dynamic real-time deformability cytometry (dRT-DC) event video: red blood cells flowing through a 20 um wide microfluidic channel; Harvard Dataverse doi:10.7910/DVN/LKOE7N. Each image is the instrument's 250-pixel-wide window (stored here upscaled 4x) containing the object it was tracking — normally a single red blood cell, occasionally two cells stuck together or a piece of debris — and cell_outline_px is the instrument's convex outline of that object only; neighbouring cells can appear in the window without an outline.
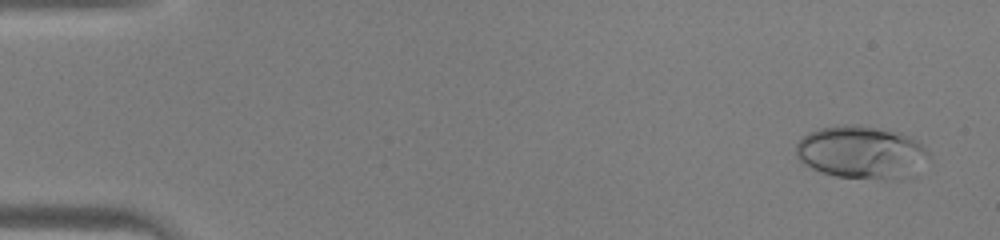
{"species": "human", "species_latin": "Homo sapiens", "temperature_condition": "warm", "stored_images_in_passage": 46, "camera_frame_rate_fps": 3000, "um_per_image_px": 0.085, "donor": {"sex": "male"}, "frame": {"image": 1, "passage_image": 3, "time_ms": 0.667, "image_size_px": [1000, 240], "cell_outline_px": [[932, 156], [896, 176], [836, 176], [820, 172], [812, 168], [800, 160], [796, 156], [796, 144], [808, 132], [820, 128], [844, 124], [856, 124], [880, 128], [900, 132], [916, 140]], "centroid_in_image_um": [73.08, 12.84], "position_along_channel_um": 11.9, "area_um2": 38.9}}
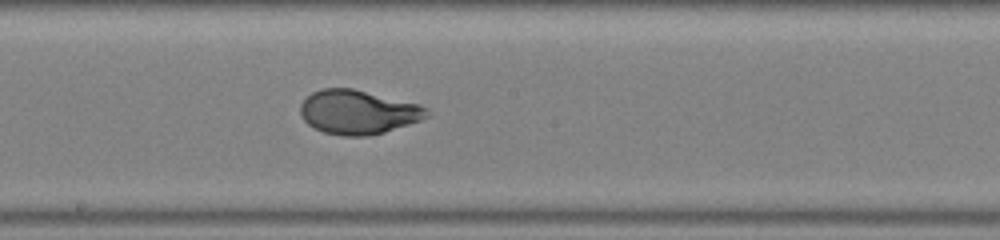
{"frame": {"image": 2, "passage_image": 26, "time_ms": 8.333, "image_size_px": [1000, 240], "cell_outline_px": [[428, 116], [420, 120], [384, 132], [368, 136], [344, 136], [324, 132], [308, 124], [304, 120], [300, 112], [300, 104], [312, 92], [320, 88], [352, 88], [420, 104], [428, 108]], "centroid_in_image_um": [30.43, 9.52], "position_along_channel_um": 217.8, "area_um2": 32.37}}
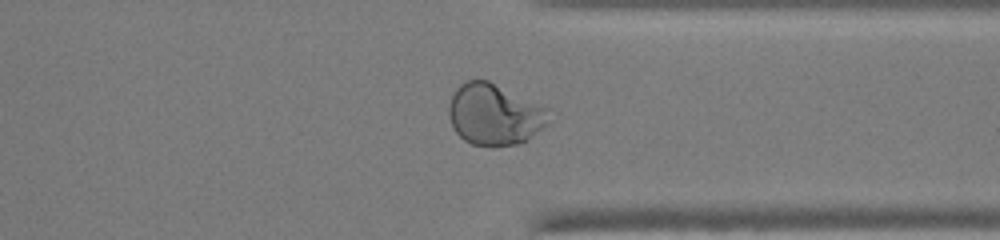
{"frame": {"image": 3, "passage_image": 36, "time_ms": 11.667, "image_size_px": [1000, 240], "cell_outline_px": [[552, 108], [548, 124], [520, 144], [492, 148], [472, 144], [464, 140], [452, 128], [448, 116], [448, 104], [456, 88], [464, 80], [488, 80]], "centroid_in_image_um": [42.05, 9.74], "position_along_channel_um": 369.3, "area_um2": 36.7}}